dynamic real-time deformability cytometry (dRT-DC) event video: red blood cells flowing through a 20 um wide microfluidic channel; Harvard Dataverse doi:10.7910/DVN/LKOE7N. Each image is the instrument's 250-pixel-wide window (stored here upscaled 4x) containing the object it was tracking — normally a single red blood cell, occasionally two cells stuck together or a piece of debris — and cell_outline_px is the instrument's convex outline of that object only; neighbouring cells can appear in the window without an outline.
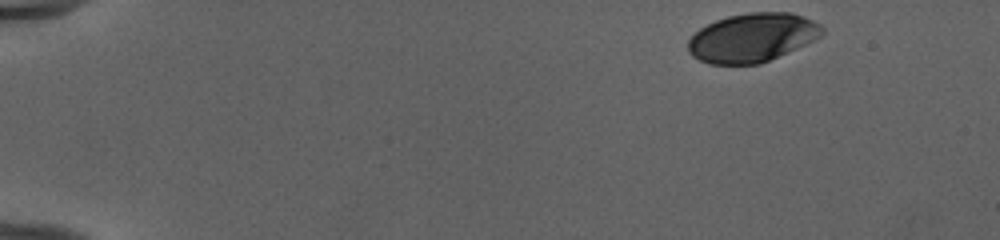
{"species": "human", "species_latin": "Homo sapiens", "temperature_condition": "cold", "stored_images_in_passage": 47, "camera_frame_rate_fps": 3000, "um_per_image_px": 0.085, "donor": {"sex": "female"}, "frame": {"image": 1, "passage_image": 1, "time_ms": 0.0, "image_size_px": [1000, 240], "cell_outline_px": [[824, 32], [816, 40], [760, 64], [708, 64], [692, 56], [688, 52], [688, 40], [700, 28], [716, 20], [728, 16], [748, 12], [792, 12], [804, 16], [820, 24], [824, 28]], "centroid_in_image_um": [63.96, 3.19], "position_along_channel_um": 21.0, "area_um2": 38.26}}
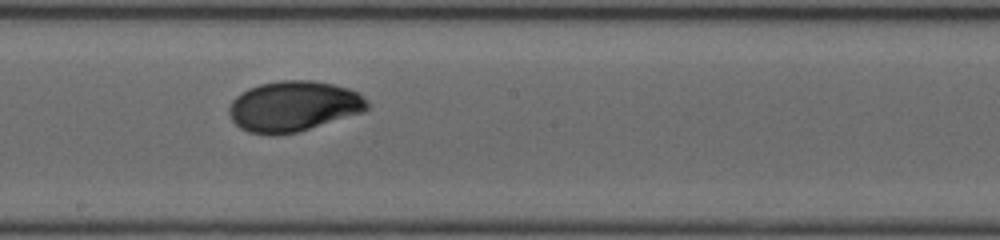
{"frame": {"image": 2, "passage_image": 26, "time_ms": 8.333, "image_size_px": [1000, 240], "cell_outline_px": [[368, 108], [364, 112], [296, 132], [276, 136], [272, 136], [248, 132], [240, 128], [232, 120], [228, 112], [228, 108], [232, 100], [240, 92], [248, 88], [260, 84], [280, 80], [312, 80], [332, 84], [348, 88], [356, 92], [368, 104]], "centroid_in_image_um": [24.89, 9.04], "position_along_channel_um": 223.3, "area_um2": 40.63}}
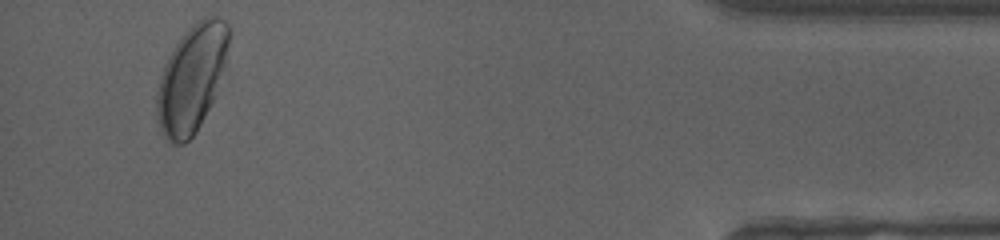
{"frame": {"image": 3, "passage_image": 45, "time_ms": 14.667, "image_size_px": [1000, 240], "cell_outline_px": [[232, 32], [224, 64], [212, 100], [196, 132], [184, 144], [168, 144], [156, 120], [156, 92], [160, 76], [164, 64], [168, 56], [184, 32], [196, 20], [204, 16], [216, 16], [224, 20], [228, 24]], "centroid_in_image_um": [16.26, 6.65], "position_along_channel_um": 418.9, "area_um2": 44.91}, "authors_computed_cell_mechanics": {"area_um2": 39.882, "velocity_mm_per_s": 3.969, "shape_relaxation_time_tau1_ms": 2.7187, "shape_relaxation_time_tau2_ms": null, "deformation_change_tau1": 0.1349, "deformation_change_tau2": null}}